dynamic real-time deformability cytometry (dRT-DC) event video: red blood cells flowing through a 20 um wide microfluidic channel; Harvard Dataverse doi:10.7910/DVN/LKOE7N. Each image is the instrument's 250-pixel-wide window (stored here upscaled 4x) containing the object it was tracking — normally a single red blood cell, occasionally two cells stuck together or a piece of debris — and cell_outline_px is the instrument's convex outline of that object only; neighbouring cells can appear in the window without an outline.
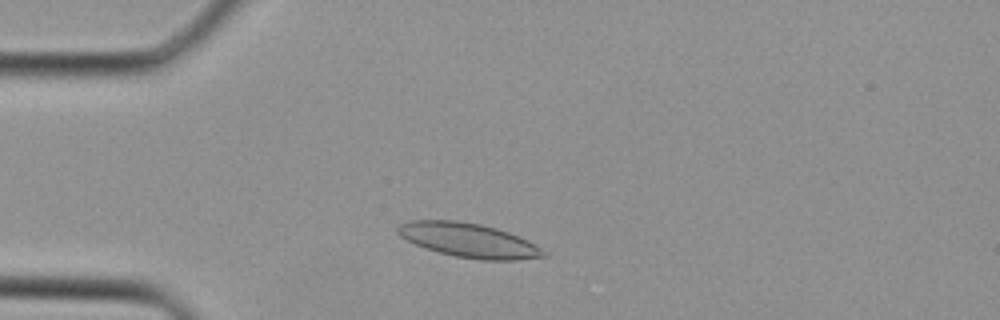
{"species": "Egyptian fruit bat (a non-hibernating species)", "species_latin": "Rousettus aegyptiacus", "temperature_condition": "cold", "stored_images_in_passage": 35, "camera_frame_rate_fps": 3000, "um_per_image_px": 0.085, "animal": {"sex": "female"}, "frame": {"image": 1, "passage_image": 6, "time_ms": 1.667, "image_size_px": [1000, 320], "cell_outline_px": [[548, 256], [516, 260], [480, 260], [456, 256], [440, 252], [416, 244], [400, 236], [396, 232], [396, 228], [400, 224], [408, 220], [456, 220], [480, 224], [496, 228], [508, 232], [548, 252]], "centroid_in_image_um": [39.81, 20.42], "position_along_channel_um": 45.2, "area_um2": 28.73}}
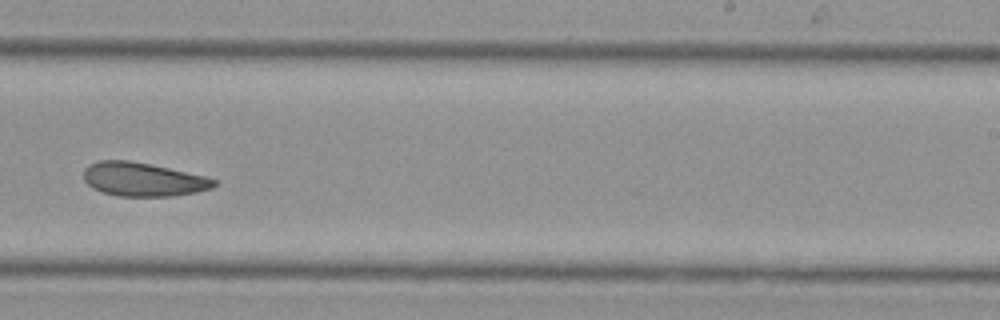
{"frame": {"image": 2, "passage_image": 21, "time_ms": 6.667, "image_size_px": [1000, 320], "cell_outline_px": [[216, 184], [212, 188], [196, 192], [172, 196], [116, 196], [100, 192], [92, 188], [84, 180], [84, 168], [88, 164], [100, 160], [128, 160], [168, 168], [204, 176], [216, 180]], "centroid_in_image_um": [12.1, 15.25], "position_along_channel_um": 276.9, "area_um2": 25.55}}
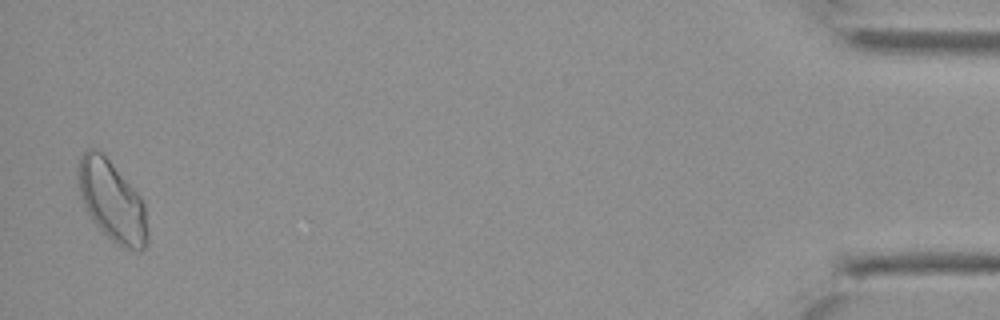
{"frame": {"image": 3, "passage_image": 35, "time_ms": 11.333, "image_size_px": [1000, 320], "cell_outline_px": [[148, 244], [140, 252], [136, 252], [116, 244], [92, 220], [80, 196], [76, 176], [80, 156], [88, 148], [96, 148], [108, 160], [136, 192], [144, 204], [148, 232]], "centroid_in_image_um": [9.51, 17.12], "position_along_channel_um": 425.7, "area_um2": 32.25}}